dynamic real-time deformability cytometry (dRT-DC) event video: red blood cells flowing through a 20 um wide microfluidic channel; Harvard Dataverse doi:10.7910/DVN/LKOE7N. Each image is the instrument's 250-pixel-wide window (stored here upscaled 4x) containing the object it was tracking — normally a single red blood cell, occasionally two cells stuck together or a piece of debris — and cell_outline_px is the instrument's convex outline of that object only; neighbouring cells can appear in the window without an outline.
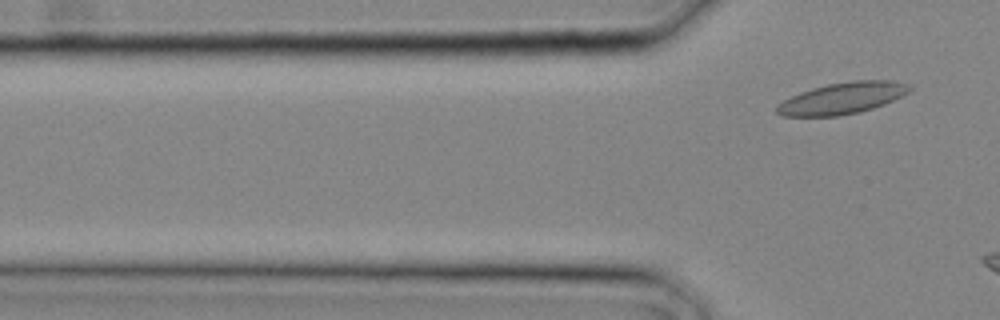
{"species": "common noctule bat (a hibernating species)", "species_latin": "Nyctalus noctula", "temperature_condition": "cold", "stored_images_in_passage": 4, "segment_of_instrument_passage": [2, 2], "camera_frame_rate_fps": 3000, "um_per_image_px": 0.085, "animal": {"sex": "male", "body_mass_g": 20.4}, "frame": {"image": 1, "passage_image": 4, "time_ms": 1.0, "image_size_px": [1000, 320], "cell_outline_px": [[912, 88], [908, 92], [884, 104], [860, 112], [840, 116], [784, 116], [776, 112], [776, 104], [800, 92], [812, 88], [828, 84], [852, 80], [888, 80], [908, 84]], "centroid_in_image_um": [71.57, 8.35], "position_along_channel_um": 54.2, "area_um2": 24.22}}